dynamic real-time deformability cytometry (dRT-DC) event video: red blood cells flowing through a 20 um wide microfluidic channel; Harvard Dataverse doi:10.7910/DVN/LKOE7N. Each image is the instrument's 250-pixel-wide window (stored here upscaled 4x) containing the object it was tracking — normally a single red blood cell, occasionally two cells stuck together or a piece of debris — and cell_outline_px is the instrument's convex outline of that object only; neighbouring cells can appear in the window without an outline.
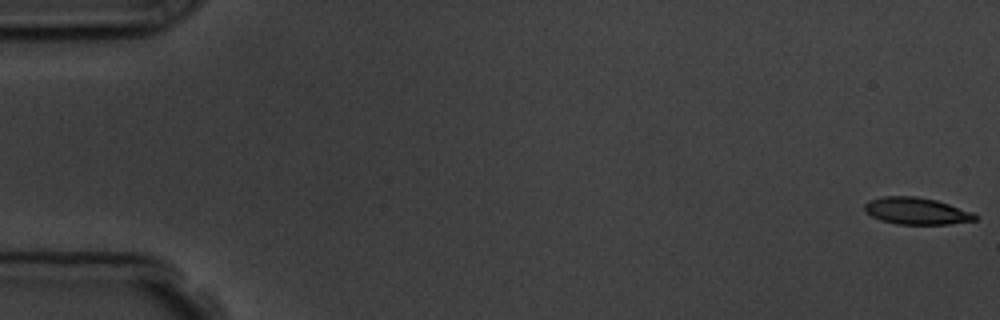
{"species": "common noctule bat (a hibernating species)", "species_latin": "Nyctalus noctula", "temperature_condition": "room temperature", "stored_images_in_passage": 6, "camera_frame_rate_fps": 3000, "um_per_image_px": 0.085, "animal": {"sex": "male", "body_mass_g": 19.5, "forearm_length_mm": 54.6}, "frame": {"image": 1, "passage_image": 1, "time_ms": 0.0, "image_size_px": [1000, 320], "cell_outline_px": [[980, 216], [976, 220], [948, 224], [896, 224], [880, 220], [872, 216], [864, 208], [864, 204], [868, 200], [884, 196], [916, 196], [936, 200], [972, 212]], "centroid_in_image_um": [77.9, 17.93], "position_along_channel_um": 7.1, "area_um2": 17.28}}
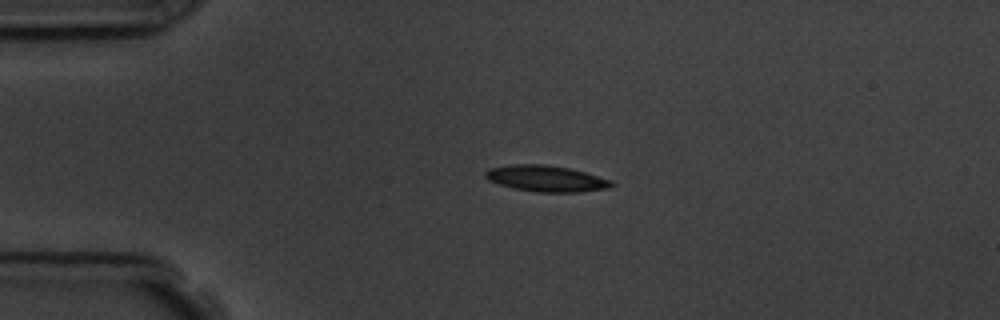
{"frame": {"image": 2, "passage_image": 4, "time_ms": 4.0, "image_size_px": [1000, 320], "cell_outline_px": [[616, 184], [612, 188], [580, 192], [536, 192], [512, 188], [488, 180], [484, 176], [484, 172], [488, 168], [512, 164], [544, 164], [568, 168], [584, 172], [612, 180]], "centroid_in_image_um": [46.43, 15.18], "position_along_channel_um": 38.6, "area_um2": 19.42}}